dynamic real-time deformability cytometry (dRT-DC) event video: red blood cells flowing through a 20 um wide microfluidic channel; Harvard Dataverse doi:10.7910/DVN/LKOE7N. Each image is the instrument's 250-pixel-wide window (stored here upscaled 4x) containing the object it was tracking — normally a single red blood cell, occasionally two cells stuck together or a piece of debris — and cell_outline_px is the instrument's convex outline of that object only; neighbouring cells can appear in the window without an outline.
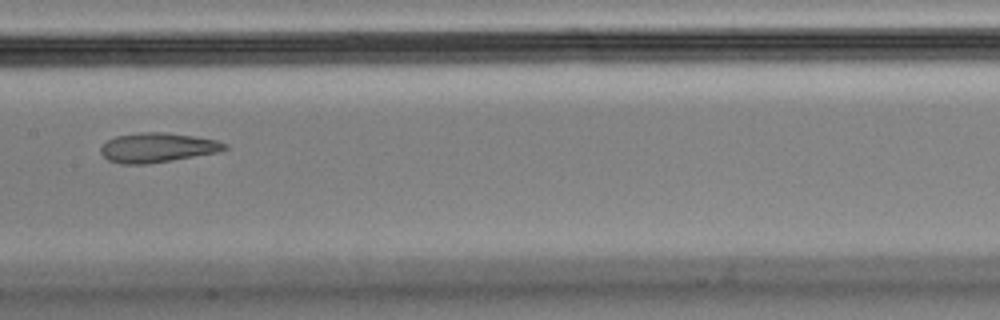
{"species": "Egyptian fruit bat (a non-hibernating species)", "species_latin": "Rousettus aegyptiacus", "temperature_condition": "cold", "stored_images_in_passage": 8, "camera_frame_rate_fps": 3000, "um_per_image_px": 0.085, "animal": {"sex": "male"}, "frame": {"image": 1, "passage_image": 8, "time_ms": 2.333, "image_size_px": [1000, 320], "cell_outline_px": [[228, 148], [220, 152], [148, 164], [120, 164], [108, 160], [100, 152], [100, 148], [108, 140], [116, 136], [140, 132], [168, 132], [216, 140], [228, 144]], "centroid_in_image_um": [13.39, 12.55], "position_along_channel_um": 194.0, "area_um2": 21.39}}